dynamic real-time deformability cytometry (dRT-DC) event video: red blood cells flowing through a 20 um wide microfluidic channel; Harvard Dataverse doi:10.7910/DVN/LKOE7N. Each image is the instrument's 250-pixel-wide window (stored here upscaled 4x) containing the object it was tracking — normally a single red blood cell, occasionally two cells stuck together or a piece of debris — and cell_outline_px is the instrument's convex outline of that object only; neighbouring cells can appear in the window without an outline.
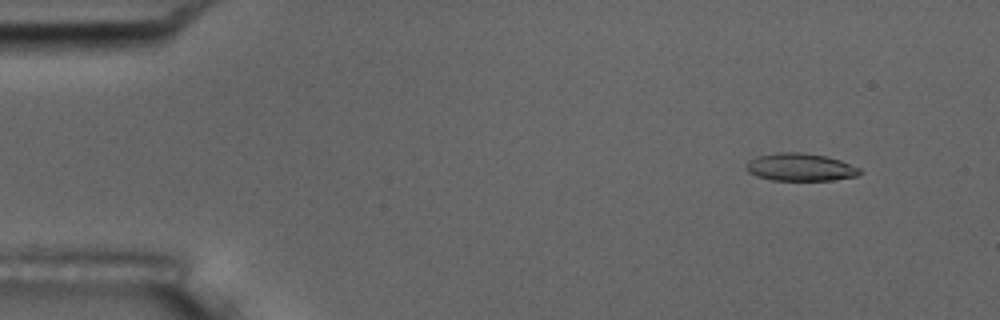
{"species": "common noctule bat (a hibernating species)", "species_latin": "Nyctalus noctula", "temperature_condition": "room temperature", "stored_images_in_passage": 5, "camera_frame_rate_fps": 3000, "um_per_image_px": 0.085, "animal": {"sex": "male", "body_mass_g": 17.5, "forearm_length_mm": 52.3}, "frame": {"image": 1, "passage_image": 2, "time_ms": 1.0, "image_size_px": [1000, 320], "cell_outline_px": [[860, 172], [856, 176], [832, 180], [772, 180], [756, 176], [748, 172], [744, 168], [744, 164], [748, 160], [756, 156], [776, 152], [800, 152], [828, 156], [840, 160], [860, 168]], "centroid_in_image_um": [67.96, 14.2], "position_along_channel_um": 17.0, "area_um2": 18.5}}
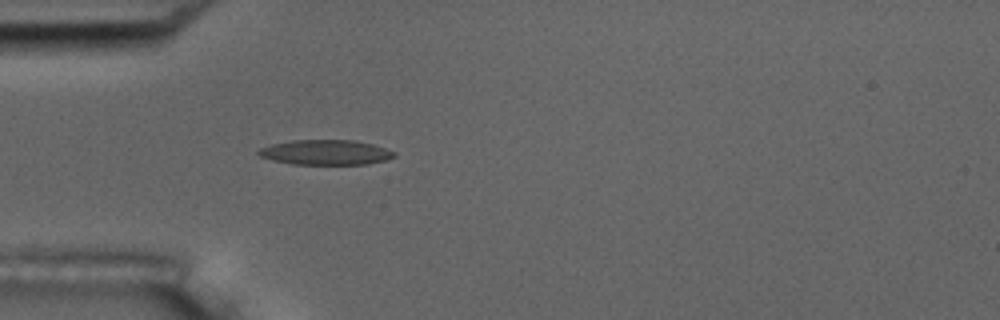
{"frame": {"image": 2, "passage_image": 5, "time_ms": 4.667, "image_size_px": [1000, 320], "cell_outline_px": [[396, 156], [384, 160], [368, 164], [292, 164], [272, 160], [260, 156], [256, 152], [260, 148], [272, 144], [292, 140], [352, 140], [372, 144], [396, 152]], "centroid_in_image_um": [27.66, 12.95], "position_along_channel_um": 57.3, "area_um2": 19.65}}